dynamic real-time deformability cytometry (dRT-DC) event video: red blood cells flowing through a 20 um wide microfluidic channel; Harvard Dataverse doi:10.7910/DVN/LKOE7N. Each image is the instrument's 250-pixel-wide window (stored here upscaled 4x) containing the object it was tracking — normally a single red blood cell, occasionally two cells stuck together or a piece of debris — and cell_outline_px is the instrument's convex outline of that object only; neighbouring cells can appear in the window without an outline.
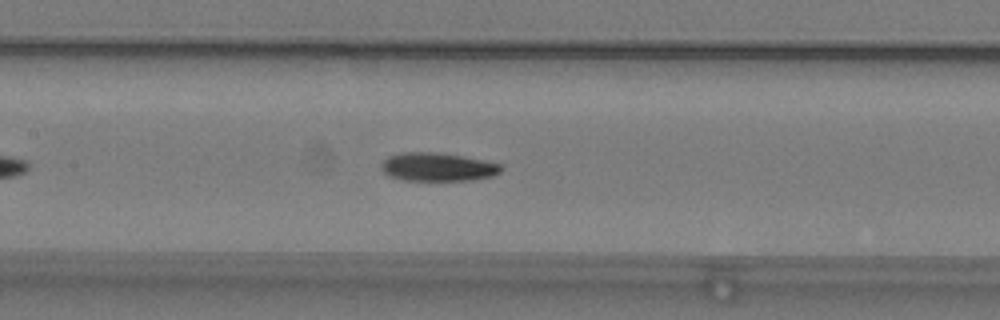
{"species": "common noctule bat (a hibernating species)", "species_latin": "Nyctalus noctula", "temperature_condition": "warm", "stored_images_in_passage": 42, "camera_frame_rate_fps": 3000, "um_per_image_px": 0.085, "animal": {"sex": "male", "body_mass_g": 19.2, "forearm_length_mm": 51.8}, "frame": {"image": 1, "passage_image": 15, "time_ms": 4.667, "image_size_px": [1000, 320], "cell_outline_px": [[504, 168], [500, 172], [492, 176], [472, 180], [404, 180], [388, 176], [380, 168], [380, 164], [388, 156], [404, 152], [432, 152], [460, 156], [484, 160], [500, 164]], "centroid_in_image_um": [37.18, 14.19], "position_along_channel_um": 170.2, "area_um2": 19.77}}
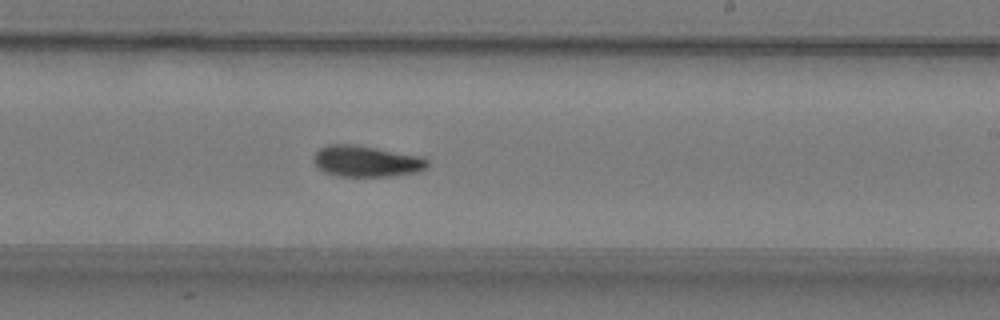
{"frame": {"image": 2, "passage_image": 22, "time_ms": 7.0, "image_size_px": [1000, 320], "cell_outline_px": [[428, 164], [424, 168], [416, 172], [396, 176], [340, 176], [324, 172], [312, 160], [316, 152], [320, 148], [328, 144], [352, 144], [424, 156], [428, 160]], "centroid_in_image_um": [31.15, 13.7], "position_along_channel_um": 257.8, "area_um2": 20.63}}
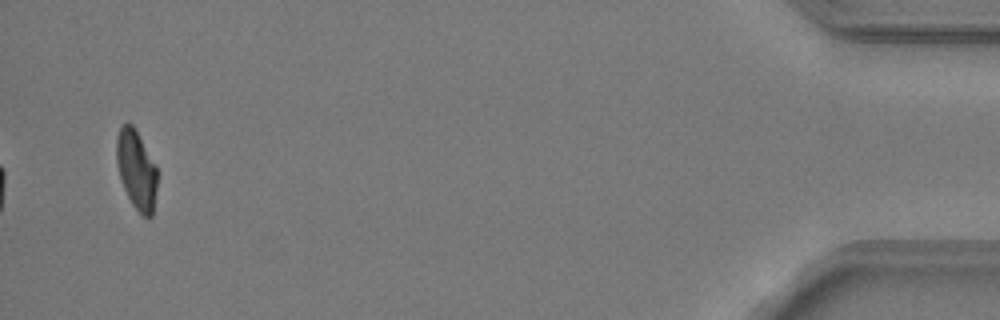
{"frame": {"image": 3, "passage_image": 42, "time_ms": 13.667, "image_size_px": [1000, 320], "cell_outline_px": [[156, 188], [152, 216], [148, 220], [132, 204], [124, 188], [120, 176], [116, 160], [116, 140], [120, 128], [128, 120], [132, 124], [156, 164]], "centroid_in_image_um": [11.59, 14.41], "position_along_channel_um": 423.6, "area_um2": 18.55}, "authors_computed_cell_mechanics": {"area_um2": 20.1144, "velocity_mm_per_s": 3.7785, "shape_relaxation_time_tau1_ms": 5.5714, "shape_relaxation_time_tau2_ms": 3.3034, "deformation_change_tau1": 0.169, "deformation_change_tau2": 0.0954}}